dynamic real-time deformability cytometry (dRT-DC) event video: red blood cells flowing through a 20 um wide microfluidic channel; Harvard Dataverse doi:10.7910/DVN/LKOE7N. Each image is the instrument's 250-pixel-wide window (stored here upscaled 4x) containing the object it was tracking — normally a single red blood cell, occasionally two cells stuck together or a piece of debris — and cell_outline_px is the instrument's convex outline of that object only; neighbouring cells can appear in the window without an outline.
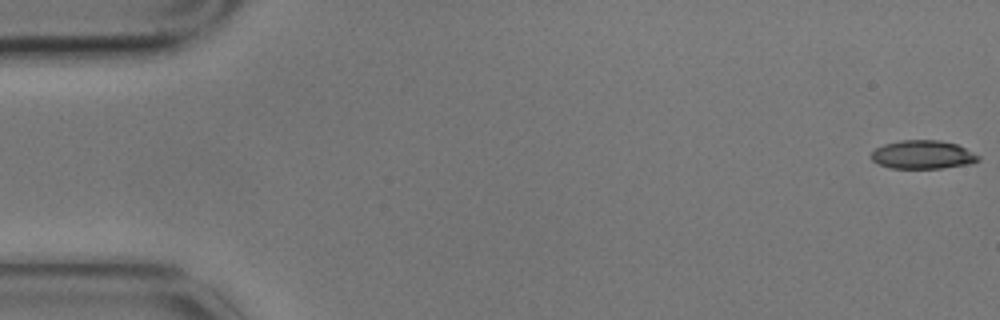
{"species": "common noctule bat (a hibernating species)", "species_latin": "Nyctalus noctula", "temperature_condition": "cold", "stored_images_in_passage": 5, "camera_frame_rate_fps": 3000, "um_per_image_px": 0.085, "animal": {"sex": "male", "body_mass_g": 17.9}, "frame": {"image": 1, "passage_image": 1, "time_ms": 0.0, "image_size_px": [1000, 320], "cell_outline_px": [[980, 160], [972, 164], [940, 168], [892, 168], [880, 164], [872, 160], [872, 152], [876, 148], [884, 144], [900, 140], [940, 140], [956, 144], [980, 156]], "centroid_in_image_um": [78.46, 13.14], "position_along_channel_um": 6.5, "area_um2": 17.69}}
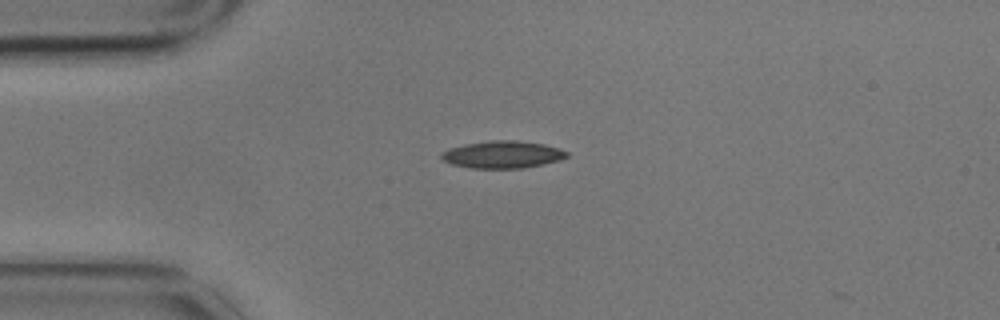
{"frame": {"image": 2, "passage_image": 4, "time_ms": 1.0, "image_size_px": [1000, 320], "cell_outline_px": [[568, 156], [560, 160], [544, 164], [524, 168], [468, 168], [452, 164], [444, 160], [440, 156], [440, 152], [448, 148], [464, 144], [492, 140], [512, 140], [544, 144], [560, 148], [568, 152]], "centroid_in_image_um": [42.71, 13.14], "position_along_channel_um": 42.3, "area_um2": 20.06}}